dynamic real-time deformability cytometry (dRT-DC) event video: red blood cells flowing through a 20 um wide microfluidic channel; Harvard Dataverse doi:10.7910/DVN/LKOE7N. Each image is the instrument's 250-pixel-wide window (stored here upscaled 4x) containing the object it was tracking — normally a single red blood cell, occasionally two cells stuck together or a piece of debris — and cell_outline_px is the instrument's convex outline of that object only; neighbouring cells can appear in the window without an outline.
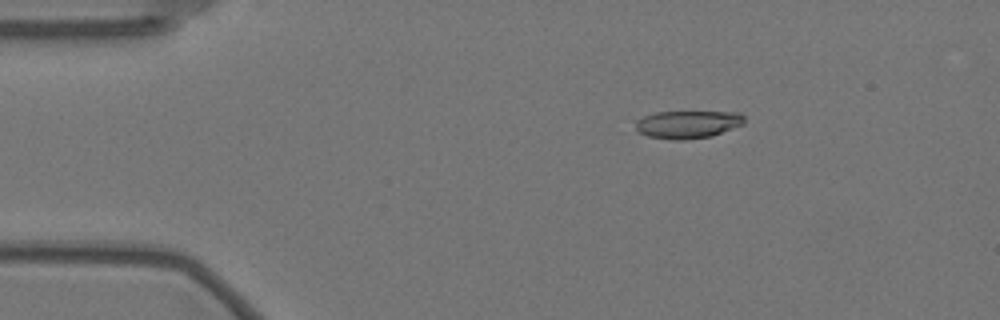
{"species": "Egyptian fruit bat (a non-hibernating species)", "species_latin": "Rousettus aegyptiacus", "temperature_condition": "warm", "stored_images_in_passage": 34, "camera_frame_rate_fps": 3000, "um_per_image_px": 0.085, "animal": {"sex": "female"}, "frame": {"image": 1, "passage_image": 9, "time_ms": 2.667, "image_size_px": [1000, 320], "cell_outline_px": [[744, 124], [712, 136], [684, 140], [672, 140], [648, 136], [636, 132], [636, 120], [644, 116], [656, 112], [740, 112], [744, 116]], "centroid_in_image_um": [58.45, 10.58], "position_along_channel_um": 26.5, "area_um2": 17.69}}
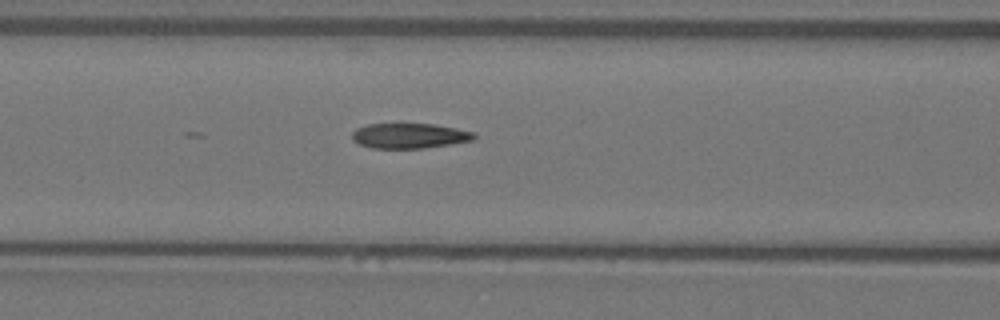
{"frame": {"image": 2, "passage_image": 23, "time_ms": 7.333, "image_size_px": [1000, 320], "cell_outline_px": [[476, 136], [472, 140], [424, 148], [372, 148], [360, 144], [352, 140], [352, 132], [356, 128], [368, 124], [432, 124], [456, 128], [472, 132]], "centroid_in_image_um": [34.75, 11.54], "position_along_channel_um": 131.9, "area_um2": 17.63}}
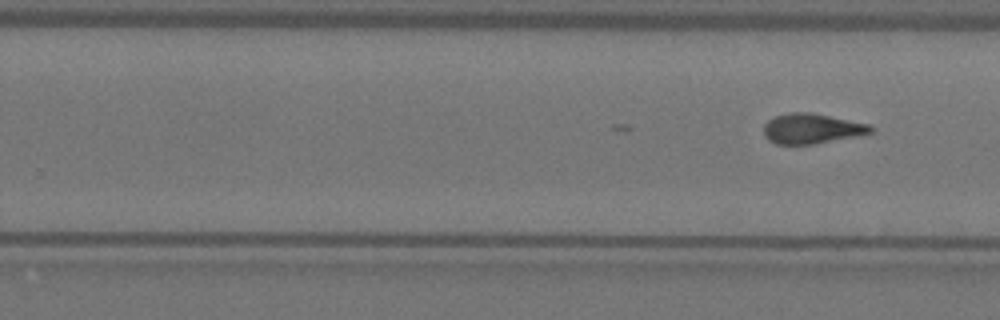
{"frame": {"image": 3, "passage_image": 34, "time_ms": 11.0, "image_size_px": [1000, 320], "cell_outline_px": [[876, 128], [872, 132], [856, 136], [816, 144], [776, 144], [768, 140], [764, 136], [764, 124], [768, 120], [776, 116], [788, 112], [808, 112], [868, 124]], "centroid_in_image_um": [68.97, 10.94], "position_along_channel_um": 260.8, "area_um2": 18.67}}